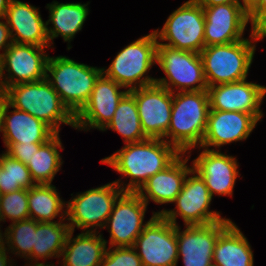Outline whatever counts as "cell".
Returning <instances> with one entry per match:
<instances>
[{
  "mask_svg": "<svg viewBox=\"0 0 266 266\" xmlns=\"http://www.w3.org/2000/svg\"><path fill=\"white\" fill-rule=\"evenodd\" d=\"M181 153L163 139L146 140L126 144L109 157L101 160L115 171L128 176L130 181L124 191L137 192L149 177L168 167Z\"/></svg>",
  "mask_w": 266,
  "mask_h": 266,
  "instance_id": "obj_1",
  "label": "cell"
},
{
  "mask_svg": "<svg viewBox=\"0 0 266 266\" xmlns=\"http://www.w3.org/2000/svg\"><path fill=\"white\" fill-rule=\"evenodd\" d=\"M209 112L207 90L173 93L171 121L163 140L180 153H186L198 145L201 147ZM169 137L171 139L167 140Z\"/></svg>",
  "mask_w": 266,
  "mask_h": 266,
  "instance_id": "obj_2",
  "label": "cell"
},
{
  "mask_svg": "<svg viewBox=\"0 0 266 266\" xmlns=\"http://www.w3.org/2000/svg\"><path fill=\"white\" fill-rule=\"evenodd\" d=\"M102 69L77 63L66 56L49 57L46 80L58 93L63 104L76 116L90 99Z\"/></svg>",
  "mask_w": 266,
  "mask_h": 266,
  "instance_id": "obj_3",
  "label": "cell"
},
{
  "mask_svg": "<svg viewBox=\"0 0 266 266\" xmlns=\"http://www.w3.org/2000/svg\"><path fill=\"white\" fill-rule=\"evenodd\" d=\"M6 91L12 108L27 112L44 121L56 133H59L61 123L75 128V116L63 104L46 78L36 82L12 85Z\"/></svg>",
  "mask_w": 266,
  "mask_h": 266,
  "instance_id": "obj_4",
  "label": "cell"
},
{
  "mask_svg": "<svg viewBox=\"0 0 266 266\" xmlns=\"http://www.w3.org/2000/svg\"><path fill=\"white\" fill-rule=\"evenodd\" d=\"M155 32L137 39L124 47L102 73L128 90L156 84V79L144 76L157 60ZM144 76V77H143Z\"/></svg>",
  "mask_w": 266,
  "mask_h": 266,
  "instance_id": "obj_5",
  "label": "cell"
},
{
  "mask_svg": "<svg viewBox=\"0 0 266 266\" xmlns=\"http://www.w3.org/2000/svg\"><path fill=\"white\" fill-rule=\"evenodd\" d=\"M255 50V44L249 39L204 47L200 56L207 86L246 79Z\"/></svg>",
  "mask_w": 266,
  "mask_h": 266,
  "instance_id": "obj_6",
  "label": "cell"
},
{
  "mask_svg": "<svg viewBox=\"0 0 266 266\" xmlns=\"http://www.w3.org/2000/svg\"><path fill=\"white\" fill-rule=\"evenodd\" d=\"M156 64L160 66L167 77L156 79V84L172 93L175 90L189 92L208 89L200 53L157 45Z\"/></svg>",
  "mask_w": 266,
  "mask_h": 266,
  "instance_id": "obj_7",
  "label": "cell"
},
{
  "mask_svg": "<svg viewBox=\"0 0 266 266\" xmlns=\"http://www.w3.org/2000/svg\"><path fill=\"white\" fill-rule=\"evenodd\" d=\"M120 180L106 185L89 189L76 195L72 200L66 202V220L69 221L70 230L75 227L96 232V227L105 228L106 221L110 216L113 206L118 197L124 192L121 189ZM68 203V204H67Z\"/></svg>",
  "mask_w": 266,
  "mask_h": 266,
  "instance_id": "obj_8",
  "label": "cell"
},
{
  "mask_svg": "<svg viewBox=\"0 0 266 266\" xmlns=\"http://www.w3.org/2000/svg\"><path fill=\"white\" fill-rule=\"evenodd\" d=\"M205 17L197 0H188L166 20L161 31L155 30L157 39L169 41L158 45L200 53L205 47Z\"/></svg>",
  "mask_w": 266,
  "mask_h": 266,
  "instance_id": "obj_9",
  "label": "cell"
},
{
  "mask_svg": "<svg viewBox=\"0 0 266 266\" xmlns=\"http://www.w3.org/2000/svg\"><path fill=\"white\" fill-rule=\"evenodd\" d=\"M191 174L193 176L186 177L181 192L175 198L177 209L169 211L163 209L155 214L162 215L175 226L178 215L182 217L185 226L206 225L221 220H230L222 218L219 212L209 211L212 201L209 190L197 172L192 169Z\"/></svg>",
  "mask_w": 266,
  "mask_h": 266,
  "instance_id": "obj_10",
  "label": "cell"
},
{
  "mask_svg": "<svg viewBox=\"0 0 266 266\" xmlns=\"http://www.w3.org/2000/svg\"><path fill=\"white\" fill-rule=\"evenodd\" d=\"M133 247L140 251L142 266H177L176 226L162 215L153 213Z\"/></svg>",
  "mask_w": 266,
  "mask_h": 266,
  "instance_id": "obj_11",
  "label": "cell"
},
{
  "mask_svg": "<svg viewBox=\"0 0 266 266\" xmlns=\"http://www.w3.org/2000/svg\"><path fill=\"white\" fill-rule=\"evenodd\" d=\"M44 48L13 42L0 60V87L6 90L12 85L36 82L46 78L49 56L44 53ZM4 70L9 73L8 77H5Z\"/></svg>",
  "mask_w": 266,
  "mask_h": 266,
  "instance_id": "obj_12",
  "label": "cell"
},
{
  "mask_svg": "<svg viewBox=\"0 0 266 266\" xmlns=\"http://www.w3.org/2000/svg\"><path fill=\"white\" fill-rule=\"evenodd\" d=\"M147 204L137 192L124 191L116 200L105 227L110 230V247L134 246L149 221L143 224Z\"/></svg>",
  "mask_w": 266,
  "mask_h": 266,
  "instance_id": "obj_13",
  "label": "cell"
},
{
  "mask_svg": "<svg viewBox=\"0 0 266 266\" xmlns=\"http://www.w3.org/2000/svg\"><path fill=\"white\" fill-rule=\"evenodd\" d=\"M129 92L135 97L144 134L148 138L165 139L171 121L173 93L157 84Z\"/></svg>",
  "mask_w": 266,
  "mask_h": 266,
  "instance_id": "obj_14",
  "label": "cell"
},
{
  "mask_svg": "<svg viewBox=\"0 0 266 266\" xmlns=\"http://www.w3.org/2000/svg\"><path fill=\"white\" fill-rule=\"evenodd\" d=\"M205 17V47L225 45L243 40V33L249 18L242 3H227L216 6H202Z\"/></svg>",
  "mask_w": 266,
  "mask_h": 266,
  "instance_id": "obj_15",
  "label": "cell"
},
{
  "mask_svg": "<svg viewBox=\"0 0 266 266\" xmlns=\"http://www.w3.org/2000/svg\"><path fill=\"white\" fill-rule=\"evenodd\" d=\"M232 223L221 220L206 225L185 226L180 232L176 225L178 257L182 255L184 266H209L218 236Z\"/></svg>",
  "mask_w": 266,
  "mask_h": 266,
  "instance_id": "obj_16",
  "label": "cell"
},
{
  "mask_svg": "<svg viewBox=\"0 0 266 266\" xmlns=\"http://www.w3.org/2000/svg\"><path fill=\"white\" fill-rule=\"evenodd\" d=\"M210 110L237 111L252 114L258 121L263 116L260 105L266 94V87L247 82L246 79L218 84L207 89Z\"/></svg>",
  "mask_w": 266,
  "mask_h": 266,
  "instance_id": "obj_17",
  "label": "cell"
},
{
  "mask_svg": "<svg viewBox=\"0 0 266 266\" xmlns=\"http://www.w3.org/2000/svg\"><path fill=\"white\" fill-rule=\"evenodd\" d=\"M120 88L124 87L102 73L95 82L90 99L75 116V128L103 130L111 121L118 103L129 91H118Z\"/></svg>",
  "mask_w": 266,
  "mask_h": 266,
  "instance_id": "obj_18",
  "label": "cell"
},
{
  "mask_svg": "<svg viewBox=\"0 0 266 266\" xmlns=\"http://www.w3.org/2000/svg\"><path fill=\"white\" fill-rule=\"evenodd\" d=\"M258 120L252 115L237 111L210 110L206 130L200 148L221 147L245 140Z\"/></svg>",
  "mask_w": 266,
  "mask_h": 266,
  "instance_id": "obj_19",
  "label": "cell"
},
{
  "mask_svg": "<svg viewBox=\"0 0 266 266\" xmlns=\"http://www.w3.org/2000/svg\"><path fill=\"white\" fill-rule=\"evenodd\" d=\"M192 165L193 170L204 180L211 197L214 194L232 195L239 175L236 158L219 150L204 148Z\"/></svg>",
  "mask_w": 266,
  "mask_h": 266,
  "instance_id": "obj_20",
  "label": "cell"
},
{
  "mask_svg": "<svg viewBox=\"0 0 266 266\" xmlns=\"http://www.w3.org/2000/svg\"><path fill=\"white\" fill-rule=\"evenodd\" d=\"M14 43L48 47L47 23L42 20L39 8L18 0H11L4 18ZM15 31V33H13Z\"/></svg>",
  "mask_w": 266,
  "mask_h": 266,
  "instance_id": "obj_21",
  "label": "cell"
},
{
  "mask_svg": "<svg viewBox=\"0 0 266 266\" xmlns=\"http://www.w3.org/2000/svg\"><path fill=\"white\" fill-rule=\"evenodd\" d=\"M181 153L168 167L156 173L140 187L137 193L148 205L149 199L156 204L174 203L182 190L184 181L191 175L193 167L187 166L189 157Z\"/></svg>",
  "mask_w": 266,
  "mask_h": 266,
  "instance_id": "obj_22",
  "label": "cell"
},
{
  "mask_svg": "<svg viewBox=\"0 0 266 266\" xmlns=\"http://www.w3.org/2000/svg\"><path fill=\"white\" fill-rule=\"evenodd\" d=\"M10 107L8 104L4 111L2 130L4 144L46 143L56 134L44 121L27 112L17 109L8 112Z\"/></svg>",
  "mask_w": 266,
  "mask_h": 266,
  "instance_id": "obj_23",
  "label": "cell"
},
{
  "mask_svg": "<svg viewBox=\"0 0 266 266\" xmlns=\"http://www.w3.org/2000/svg\"><path fill=\"white\" fill-rule=\"evenodd\" d=\"M73 233L74 231L69 232L61 253L62 266H100L108 242L99 232L86 231L77 235L76 238H72Z\"/></svg>",
  "mask_w": 266,
  "mask_h": 266,
  "instance_id": "obj_24",
  "label": "cell"
},
{
  "mask_svg": "<svg viewBox=\"0 0 266 266\" xmlns=\"http://www.w3.org/2000/svg\"><path fill=\"white\" fill-rule=\"evenodd\" d=\"M253 252L247 238L232 222L219 236L213 252L217 266H253Z\"/></svg>",
  "mask_w": 266,
  "mask_h": 266,
  "instance_id": "obj_25",
  "label": "cell"
},
{
  "mask_svg": "<svg viewBox=\"0 0 266 266\" xmlns=\"http://www.w3.org/2000/svg\"><path fill=\"white\" fill-rule=\"evenodd\" d=\"M87 4L81 3H58L54 1L47 4L49 9V20L53 28L47 26L49 42L61 35L65 42H70L78 31H81L84 21L89 13Z\"/></svg>",
  "mask_w": 266,
  "mask_h": 266,
  "instance_id": "obj_26",
  "label": "cell"
},
{
  "mask_svg": "<svg viewBox=\"0 0 266 266\" xmlns=\"http://www.w3.org/2000/svg\"><path fill=\"white\" fill-rule=\"evenodd\" d=\"M61 222H37L34 233V245L31 256L28 258L38 261L51 257H61L70 230L68 223ZM57 222V223H56ZM49 257V258H48Z\"/></svg>",
  "mask_w": 266,
  "mask_h": 266,
  "instance_id": "obj_27",
  "label": "cell"
},
{
  "mask_svg": "<svg viewBox=\"0 0 266 266\" xmlns=\"http://www.w3.org/2000/svg\"><path fill=\"white\" fill-rule=\"evenodd\" d=\"M56 187L52 184H36L28 189V207L30 218L37 222H55L59 216L66 220L65 202L60 198Z\"/></svg>",
  "mask_w": 266,
  "mask_h": 266,
  "instance_id": "obj_28",
  "label": "cell"
},
{
  "mask_svg": "<svg viewBox=\"0 0 266 266\" xmlns=\"http://www.w3.org/2000/svg\"><path fill=\"white\" fill-rule=\"evenodd\" d=\"M58 148L62 149L59 133H56L46 143L34 152L26 164L35 184H51L63 163Z\"/></svg>",
  "mask_w": 266,
  "mask_h": 266,
  "instance_id": "obj_29",
  "label": "cell"
},
{
  "mask_svg": "<svg viewBox=\"0 0 266 266\" xmlns=\"http://www.w3.org/2000/svg\"><path fill=\"white\" fill-rule=\"evenodd\" d=\"M109 128L119 133L126 144L148 138L141 126L135 97L129 91L120 100L111 121L102 131Z\"/></svg>",
  "mask_w": 266,
  "mask_h": 266,
  "instance_id": "obj_30",
  "label": "cell"
},
{
  "mask_svg": "<svg viewBox=\"0 0 266 266\" xmlns=\"http://www.w3.org/2000/svg\"><path fill=\"white\" fill-rule=\"evenodd\" d=\"M30 171L25 164L12 158L6 152L0 155L1 194L35 186Z\"/></svg>",
  "mask_w": 266,
  "mask_h": 266,
  "instance_id": "obj_31",
  "label": "cell"
},
{
  "mask_svg": "<svg viewBox=\"0 0 266 266\" xmlns=\"http://www.w3.org/2000/svg\"><path fill=\"white\" fill-rule=\"evenodd\" d=\"M36 221L29 218L22 221L12 222L4 233V245L7 244L13 254L28 258L32 254L34 245V233ZM6 241V242H5Z\"/></svg>",
  "mask_w": 266,
  "mask_h": 266,
  "instance_id": "obj_32",
  "label": "cell"
},
{
  "mask_svg": "<svg viewBox=\"0 0 266 266\" xmlns=\"http://www.w3.org/2000/svg\"><path fill=\"white\" fill-rule=\"evenodd\" d=\"M29 219L28 189H19L0 196V221Z\"/></svg>",
  "mask_w": 266,
  "mask_h": 266,
  "instance_id": "obj_33",
  "label": "cell"
},
{
  "mask_svg": "<svg viewBox=\"0 0 266 266\" xmlns=\"http://www.w3.org/2000/svg\"><path fill=\"white\" fill-rule=\"evenodd\" d=\"M100 266H142V262L133 246L115 247L114 250L110 247L106 249Z\"/></svg>",
  "mask_w": 266,
  "mask_h": 266,
  "instance_id": "obj_34",
  "label": "cell"
},
{
  "mask_svg": "<svg viewBox=\"0 0 266 266\" xmlns=\"http://www.w3.org/2000/svg\"><path fill=\"white\" fill-rule=\"evenodd\" d=\"M44 143H17V144H5L7 151H5L12 158L19 160L23 164H27L34 152H36L39 147Z\"/></svg>",
  "mask_w": 266,
  "mask_h": 266,
  "instance_id": "obj_35",
  "label": "cell"
},
{
  "mask_svg": "<svg viewBox=\"0 0 266 266\" xmlns=\"http://www.w3.org/2000/svg\"><path fill=\"white\" fill-rule=\"evenodd\" d=\"M250 38L253 42L266 37V13L260 15L252 24Z\"/></svg>",
  "mask_w": 266,
  "mask_h": 266,
  "instance_id": "obj_36",
  "label": "cell"
},
{
  "mask_svg": "<svg viewBox=\"0 0 266 266\" xmlns=\"http://www.w3.org/2000/svg\"><path fill=\"white\" fill-rule=\"evenodd\" d=\"M2 19V18H0ZM13 43L11 38L10 29L6 22L0 21V50H4L5 52L9 46ZM3 56V53H0V60Z\"/></svg>",
  "mask_w": 266,
  "mask_h": 266,
  "instance_id": "obj_37",
  "label": "cell"
},
{
  "mask_svg": "<svg viewBox=\"0 0 266 266\" xmlns=\"http://www.w3.org/2000/svg\"><path fill=\"white\" fill-rule=\"evenodd\" d=\"M248 18L251 24L262 14L266 13V0H256L248 9Z\"/></svg>",
  "mask_w": 266,
  "mask_h": 266,
  "instance_id": "obj_38",
  "label": "cell"
},
{
  "mask_svg": "<svg viewBox=\"0 0 266 266\" xmlns=\"http://www.w3.org/2000/svg\"><path fill=\"white\" fill-rule=\"evenodd\" d=\"M8 104L7 91L3 87H0V132L3 130L4 111Z\"/></svg>",
  "mask_w": 266,
  "mask_h": 266,
  "instance_id": "obj_39",
  "label": "cell"
},
{
  "mask_svg": "<svg viewBox=\"0 0 266 266\" xmlns=\"http://www.w3.org/2000/svg\"><path fill=\"white\" fill-rule=\"evenodd\" d=\"M201 6H216L227 3H241L239 0H197Z\"/></svg>",
  "mask_w": 266,
  "mask_h": 266,
  "instance_id": "obj_40",
  "label": "cell"
},
{
  "mask_svg": "<svg viewBox=\"0 0 266 266\" xmlns=\"http://www.w3.org/2000/svg\"><path fill=\"white\" fill-rule=\"evenodd\" d=\"M6 249L8 250V248H6L5 245L0 248V266H9V265L12 266L10 263H8L9 258H7Z\"/></svg>",
  "mask_w": 266,
  "mask_h": 266,
  "instance_id": "obj_41",
  "label": "cell"
},
{
  "mask_svg": "<svg viewBox=\"0 0 266 266\" xmlns=\"http://www.w3.org/2000/svg\"><path fill=\"white\" fill-rule=\"evenodd\" d=\"M11 0H0V18H4L7 8Z\"/></svg>",
  "mask_w": 266,
  "mask_h": 266,
  "instance_id": "obj_42",
  "label": "cell"
},
{
  "mask_svg": "<svg viewBox=\"0 0 266 266\" xmlns=\"http://www.w3.org/2000/svg\"><path fill=\"white\" fill-rule=\"evenodd\" d=\"M256 0H242L243 5L248 9Z\"/></svg>",
  "mask_w": 266,
  "mask_h": 266,
  "instance_id": "obj_43",
  "label": "cell"
},
{
  "mask_svg": "<svg viewBox=\"0 0 266 266\" xmlns=\"http://www.w3.org/2000/svg\"><path fill=\"white\" fill-rule=\"evenodd\" d=\"M4 234H2V231L0 230V248L4 246Z\"/></svg>",
  "mask_w": 266,
  "mask_h": 266,
  "instance_id": "obj_44",
  "label": "cell"
},
{
  "mask_svg": "<svg viewBox=\"0 0 266 266\" xmlns=\"http://www.w3.org/2000/svg\"><path fill=\"white\" fill-rule=\"evenodd\" d=\"M30 266H54V264H52V265L50 264V265H49V264H45V263H37V262H36V263H34V265L32 264V265H30Z\"/></svg>",
  "mask_w": 266,
  "mask_h": 266,
  "instance_id": "obj_45",
  "label": "cell"
},
{
  "mask_svg": "<svg viewBox=\"0 0 266 266\" xmlns=\"http://www.w3.org/2000/svg\"><path fill=\"white\" fill-rule=\"evenodd\" d=\"M209 266H217L216 264H214V263H212V264H210Z\"/></svg>",
  "mask_w": 266,
  "mask_h": 266,
  "instance_id": "obj_46",
  "label": "cell"
}]
</instances>
